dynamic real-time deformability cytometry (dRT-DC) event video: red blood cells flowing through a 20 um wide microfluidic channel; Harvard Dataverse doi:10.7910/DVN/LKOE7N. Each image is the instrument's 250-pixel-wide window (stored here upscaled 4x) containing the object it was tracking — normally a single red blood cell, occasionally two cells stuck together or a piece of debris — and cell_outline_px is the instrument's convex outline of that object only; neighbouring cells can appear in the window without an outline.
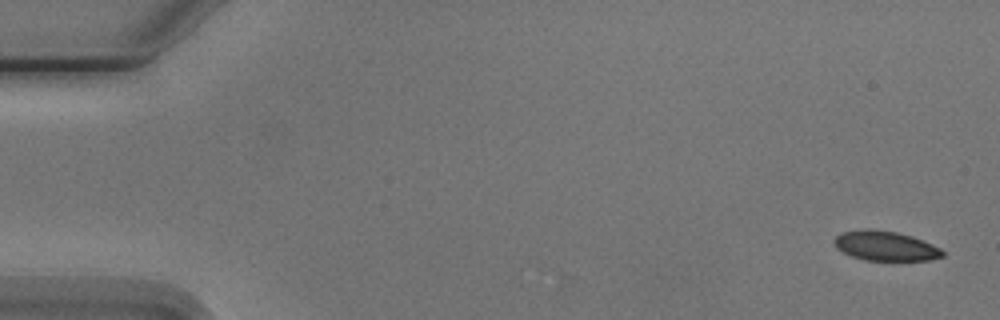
{"species": "Egyptian fruit bat (a non-hibernating species)", "species_latin": "Rousettus aegyptiacus", "temperature_condition": "cold", "stored_images_in_passage": 5, "segment_of_instrument_passage": [2, 2], "camera_frame_rate_fps": 3000, "um_per_image_px": 0.085, "animal": {"sex": "male"}, "frame": {"image": 1, "passage_image": 5, "time_ms": 4.667, "image_size_px": [1000, 320], "cell_outline_px": [[944, 256], [932, 260], [864, 260], [852, 256], [836, 248], [832, 240], [840, 232], [864, 228], [872, 228], [896, 232], [912, 236], [932, 244], [940, 248], [944, 252]], "centroid_in_image_um": [75.23, 20.89], "position_along_channel_um": 9.8, "area_um2": 18.9}}